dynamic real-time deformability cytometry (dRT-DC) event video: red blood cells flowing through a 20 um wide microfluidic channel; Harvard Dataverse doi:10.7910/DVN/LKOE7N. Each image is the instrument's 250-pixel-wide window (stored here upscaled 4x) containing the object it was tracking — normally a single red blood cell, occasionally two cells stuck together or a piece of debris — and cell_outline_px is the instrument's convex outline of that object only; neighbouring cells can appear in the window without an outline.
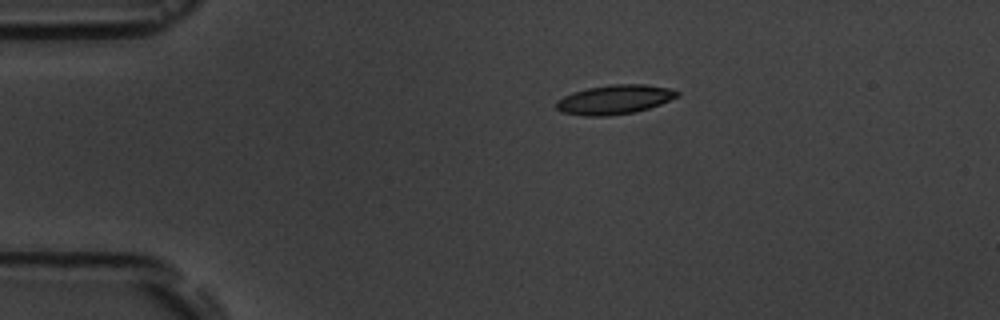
{"species": "common noctule bat (a hibernating species)", "species_latin": "Nyctalus noctula", "temperature_condition": "room temperature", "stored_images_in_passage": 3, "camera_frame_rate_fps": 3000, "um_per_image_px": 0.085, "animal": {"sex": "male", "body_mass_g": 19.5, "forearm_length_mm": 54.6}, "frame": {"image": 1, "passage_image": 1, "time_ms": 0.0, "image_size_px": [1000, 320], "cell_outline_px": [[680, 96], [660, 104], [636, 112], [608, 116], [584, 116], [560, 112], [556, 108], [556, 100], [572, 92], [588, 88], [612, 84], [644, 84], [668, 88], [680, 92]], "centroid_in_image_um": [52.22, 8.47], "position_along_channel_um": 32.8, "area_um2": 20.75}}
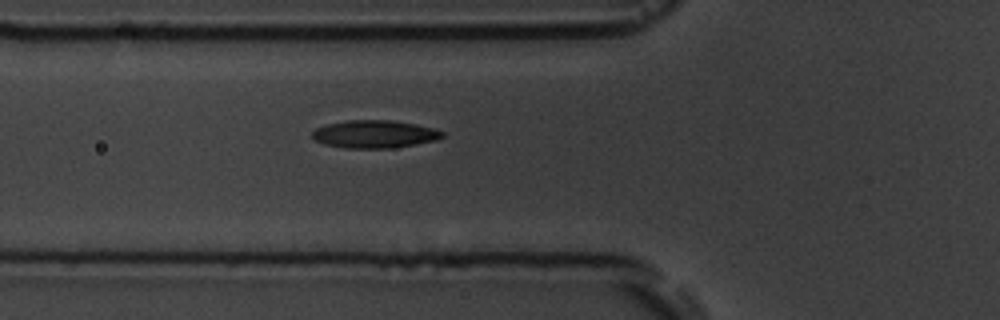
{"frame": {"image": 2, "passage_image": 3, "time_ms": 3.0, "image_size_px": [1000, 320], "cell_outline_px": [[444, 136], [436, 140], [392, 148], [344, 148], [324, 144], [312, 140], [312, 132], [316, 128], [328, 124], [348, 120], [392, 120], [416, 124], [436, 128], [444, 132]], "centroid_in_image_um": [31.83, 11.4], "position_along_channel_um": 94.0, "area_um2": 21.15}}